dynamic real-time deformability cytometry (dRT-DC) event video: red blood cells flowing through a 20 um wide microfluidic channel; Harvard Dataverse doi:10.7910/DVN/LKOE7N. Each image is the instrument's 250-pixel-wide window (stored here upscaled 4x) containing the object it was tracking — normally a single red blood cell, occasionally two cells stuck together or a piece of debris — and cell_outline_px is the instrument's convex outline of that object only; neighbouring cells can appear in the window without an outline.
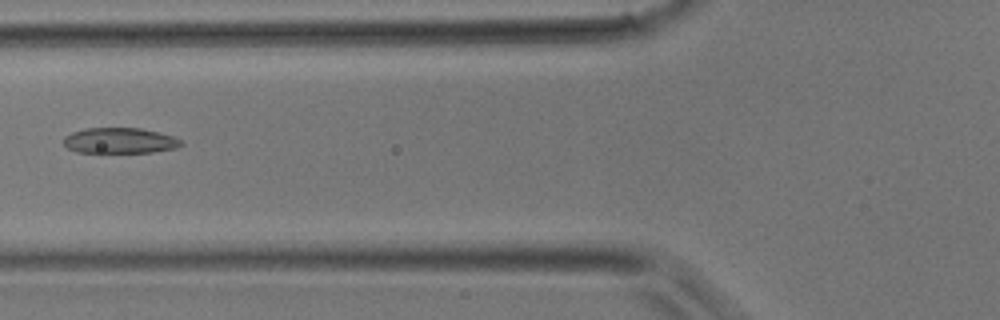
{"species": "common noctule bat (a hibernating species)", "species_latin": "Nyctalus noctula", "temperature_condition": "room temperature", "stored_images_in_passage": 34, "camera_frame_rate_fps": 3000, "um_per_image_px": 0.085, "animal": {"sex": "male", "body_mass_g": 17.9}, "frame": {"image": 1, "passage_image": 9, "time_ms": 2.667, "image_size_px": [1000, 320], "cell_outline_px": [[184, 144], [176, 148], [152, 152], [76, 152], [68, 148], [64, 144], [64, 136], [72, 132], [84, 128], [140, 128], [160, 132], [172, 136], [180, 140]], "centroid_in_image_um": [10.18, 11.94], "position_along_channel_um": 115.6, "area_um2": 17.51}}
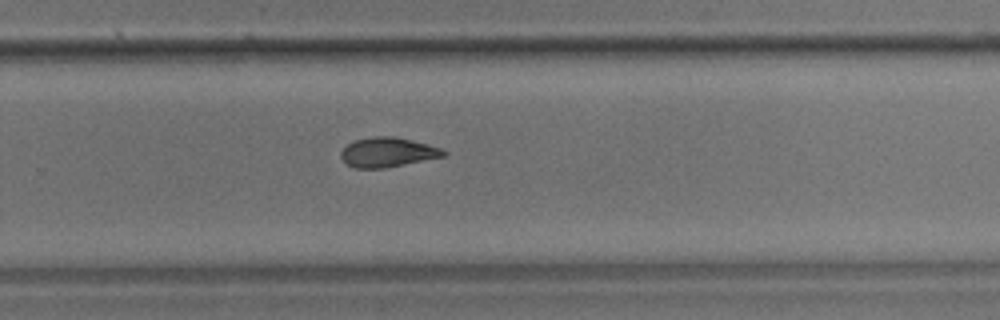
{"frame": {"image": 2, "passage_image": 20, "time_ms": 6.333, "image_size_px": [1000, 320], "cell_outline_px": [[448, 152], [444, 156], [384, 168], [356, 168], [348, 164], [340, 156], [340, 152], [348, 144], [356, 140], [372, 136], [392, 136], [440, 148]], "centroid_in_image_um": [32.92, 12.94], "position_along_channel_um": 296.9, "area_um2": 17.22}}
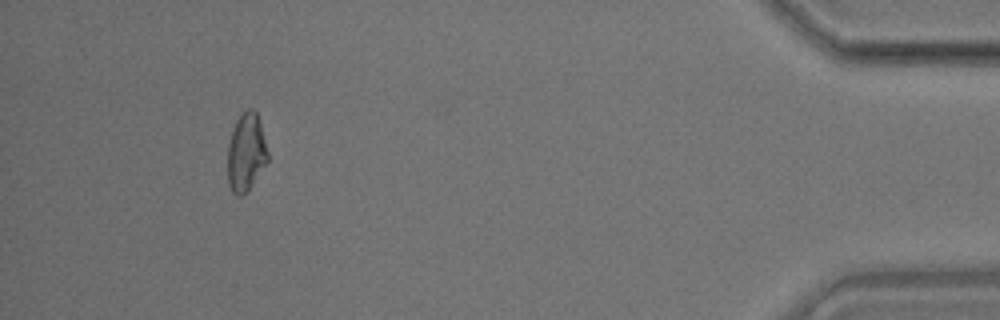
{"frame": {"image": 3, "passage_image": 31, "time_ms": 10.0, "image_size_px": [1000, 320], "cell_outline_px": [[268, 160], [252, 184], [240, 196], [236, 196], [232, 192], [228, 184], [228, 144], [236, 120], [248, 108], [252, 108], [256, 112], [260, 124], [268, 152]], "centroid_in_image_um": [20.9, 12.95], "position_along_channel_um": 414.3, "area_um2": 17.86}}